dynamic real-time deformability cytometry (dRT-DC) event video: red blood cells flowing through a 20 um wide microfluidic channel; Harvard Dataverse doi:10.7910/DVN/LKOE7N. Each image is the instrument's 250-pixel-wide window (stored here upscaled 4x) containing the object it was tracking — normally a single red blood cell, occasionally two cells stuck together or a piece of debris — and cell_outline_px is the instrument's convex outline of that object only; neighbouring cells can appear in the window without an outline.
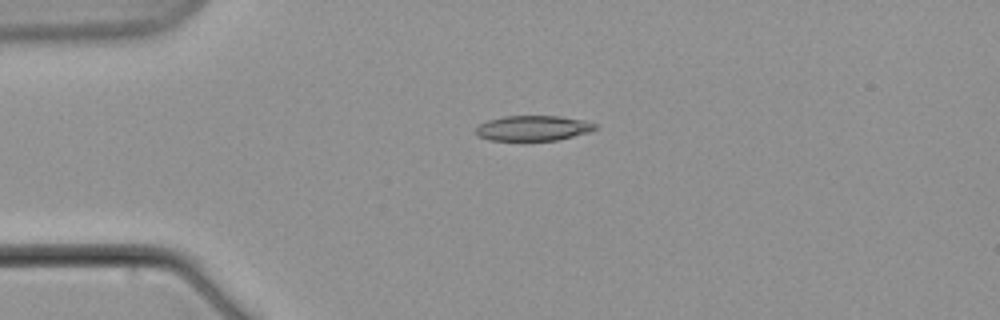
{"species": "common noctule bat (a hibernating species)", "species_latin": "Nyctalus noctula", "temperature_condition": "warm", "stored_images_in_passage": 11, "camera_frame_rate_fps": 3000, "um_per_image_px": 0.085, "animal": {"sex": "male", "body_mass_g": 21.5, "forearm_length_mm": 52.0}, "frame": {"image": 1, "passage_image": 4, "time_ms": 4.667, "image_size_px": [1000, 320], "cell_outline_px": [[596, 128], [588, 132], [556, 140], [488, 140], [476, 136], [476, 128], [480, 124], [488, 120], [504, 116], [556, 116], [584, 120], [596, 124]], "centroid_in_image_um": [45.26, 10.89], "position_along_channel_um": 39.7, "area_um2": 17.34}}
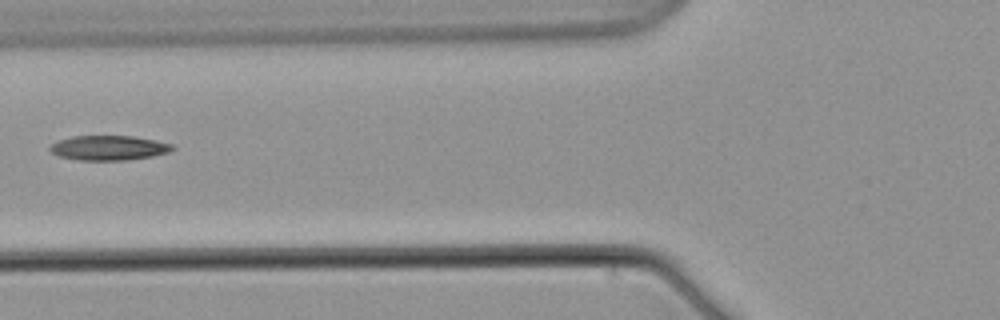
{"frame": {"image": 2, "passage_image": 7, "time_ms": 8.333, "image_size_px": [1000, 320], "cell_outline_px": [[176, 148], [168, 152], [152, 156], [128, 160], [80, 160], [60, 156], [52, 152], [48, 148], [52, 144], [60, 140], [72, 136], [136, 136], [156, 140], [172, 144]], "centroid_in_image_um": [9.28, 12.56], "position_along_channel_um": 116.5, "area_um2": 17.57}}
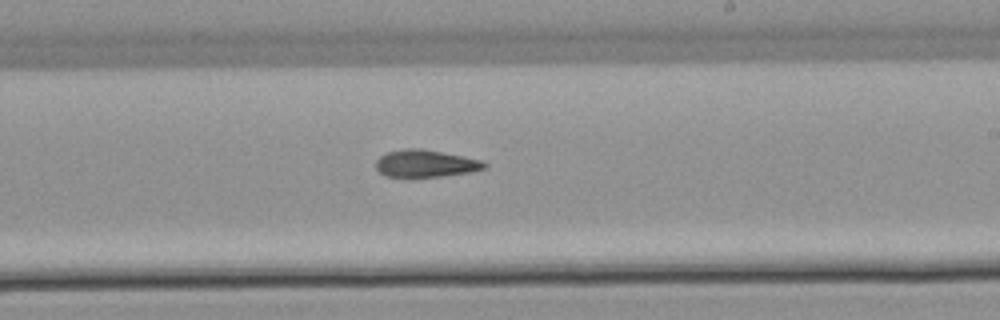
{"frame": {"image": 3, "passage_image": 11, "time_ms": 13.0, "image_size_px": [1000, 320], "cell_outline_px": [[488, 164], [484, 168], [468, 172], [440, 176], [388, 176], [380, 172], [376, 168], [376, 160], [380, 156], [388, 152], [404, 148], [424, 148], [480, 160]], "centroid_in_image_um": [36.14, 13.87], "position_along_channel_um": 252.9, "area_um2": 16.88}}